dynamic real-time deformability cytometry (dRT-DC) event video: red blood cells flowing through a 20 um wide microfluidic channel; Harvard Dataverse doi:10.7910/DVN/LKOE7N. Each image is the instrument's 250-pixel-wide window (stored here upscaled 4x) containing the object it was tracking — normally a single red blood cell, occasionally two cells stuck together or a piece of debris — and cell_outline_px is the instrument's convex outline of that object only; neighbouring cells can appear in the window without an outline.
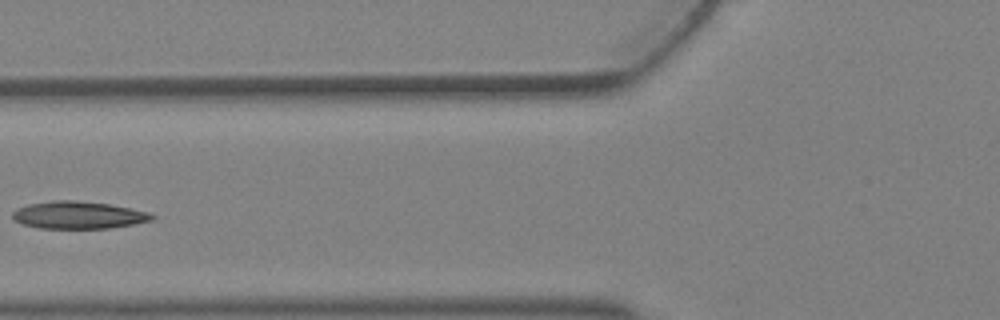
{"species": "Egyptian fruit bat (a non-hibernating species)", "species_latin": "Rousettus aegyptiacus", "temperature_condition": "warm", "stored_images_in_passage": 4, "camera_frame_rate_fps": 3000, "um_per_image_px": 0.085, "animal": {"sex": "female"}, "frame": {"image": 1, "passage_image": 4, "time_ms": 1.0, "image_size_px": [1000, 320], "cell_outline_px": [[156, 216], [152, 220], [112, 228], [40, 228], [20, 224], [12, 220], [12, 212], [16, 208], [28, 204], [56, 200], [76, 200], [108, 204], [148, 212]], "centroid_in_image_um": [6.6, 18.28], "position_along_channel_um": 119.2, "area_um2": 22.25}}